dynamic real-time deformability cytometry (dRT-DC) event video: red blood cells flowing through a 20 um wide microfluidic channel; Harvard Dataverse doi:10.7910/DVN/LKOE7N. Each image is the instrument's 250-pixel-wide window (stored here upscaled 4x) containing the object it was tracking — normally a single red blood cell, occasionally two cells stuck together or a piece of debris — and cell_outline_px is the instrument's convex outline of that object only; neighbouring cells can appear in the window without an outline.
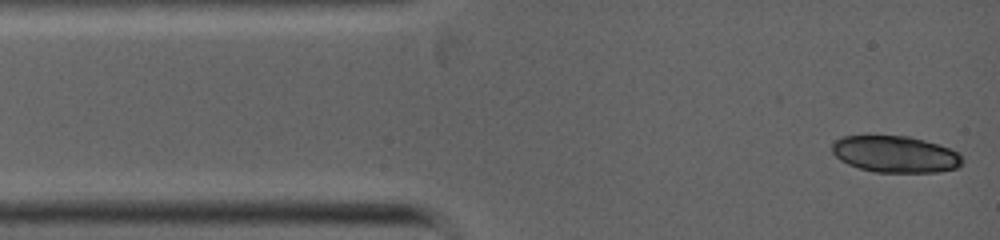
{"species": "common noctule bat (a hibernating species)", "species_latin": "Nyctalus noctula", "temperature_condition": "warm", "stored_images_in_passage": 5, "camera_frame_rate_fps": 5000, "um_per_image_px": 0.085, "animal": {"sex": "female", "body_mass_g": 19.0, "forearm_length_mm": 53.3}, "frame": {"image": 1, "passage_image": 1, "time_ms": 0.0, "image_size_px": [1000, 240], "cell_outline_px": [[964, 160], [956, 168], [936, 172], [876, 172], [860, 168], [848, 164], [840, 160], [832, 152], [832, 144], [836, 140], [844, 136], [908, 136], [924, 140], [960, 152]], "centroid_in_image_um": [76.11, 13.11], "position_along_channel_um": 8.9, "area_um2": 27.63}}